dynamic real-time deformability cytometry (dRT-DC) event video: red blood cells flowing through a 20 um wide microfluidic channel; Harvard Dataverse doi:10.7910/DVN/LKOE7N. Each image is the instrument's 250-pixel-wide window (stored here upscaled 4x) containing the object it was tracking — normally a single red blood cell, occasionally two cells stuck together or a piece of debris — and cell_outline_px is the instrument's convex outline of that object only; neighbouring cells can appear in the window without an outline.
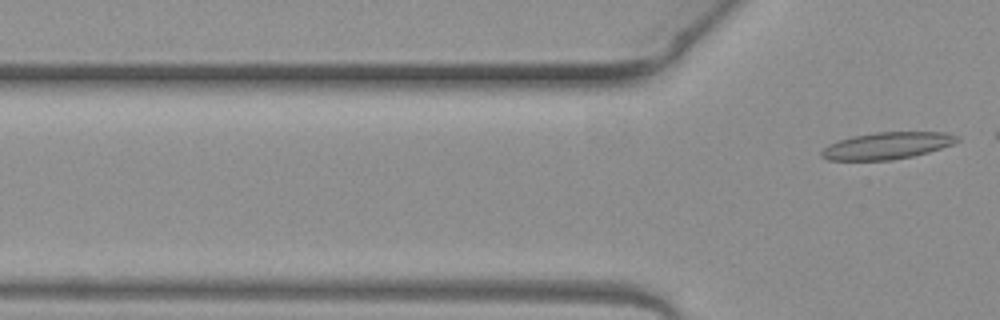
{"species": "common noctule bat (a hibernating species)", "species_latin": "Nyctalus noctula", "temperature_condition": "warm", "stored_images_in_passage": 3, "camera_frame_rate_fps": 3000, "um_per_image_px": 0.085, "animal": {"sex": "female", "body_mass_g": 19.3, "forearm_length_mm": 54.1}, "frame": {"image": 1, "passage_image": 3, "time_ms": 0.667, "image_size_px": [1000, 320], "cell_outline_px": [[960, 140], [952, 144], [928, 152], [912, 156], [892, 160], [828, 160], [820, 156], [820, 152], [828, 144], [852, 136], [876, 132], [944, 132], [960, 136]], "centroid_in_image_um": [75.39, 12.38], "position_along_channel_um": 50.4, "area_um2": 21.21}}